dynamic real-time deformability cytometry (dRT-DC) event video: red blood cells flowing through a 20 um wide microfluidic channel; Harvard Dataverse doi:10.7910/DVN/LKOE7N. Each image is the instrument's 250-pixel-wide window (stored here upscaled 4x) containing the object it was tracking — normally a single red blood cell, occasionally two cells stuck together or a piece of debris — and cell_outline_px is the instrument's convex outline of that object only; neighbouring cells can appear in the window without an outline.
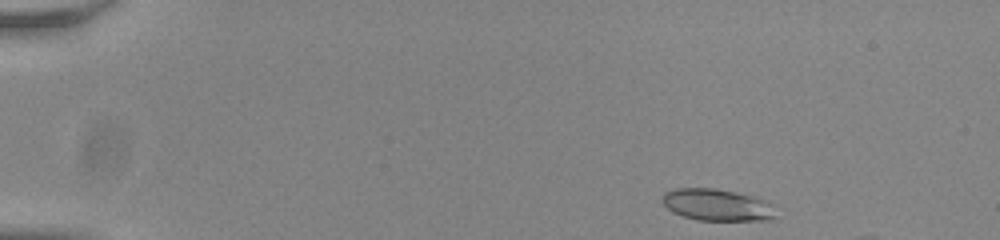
{"species": "common noctule bat (a hibernating species)", "species_latin": "Nyctalus noctula", "temperature_condition": "room temperature", "stored_images_in_passage": 12, "camera_frame_rate_fps": 3000, "um_per_image_px": 0.085, "animal": {"sex": "male", "body_mass_g": 20.0, "forearm_length_mm": 53.3}, "frame": {"image": 1, "passage_image": 1, "time_ms": 0.0, "image_size_px": [1000, 240], "cell_outline_px": [[776, 216], [772, 220], [696, 220], [672, 212], [664, 204], [664, 192], [676, 188], [716, 188], [736, 192], [752, 196], [768, 204]], "centroid_in_image_um": [60.9, 17.42], "position_along_channel_um": 24.1, "area_um2": 20.63}}